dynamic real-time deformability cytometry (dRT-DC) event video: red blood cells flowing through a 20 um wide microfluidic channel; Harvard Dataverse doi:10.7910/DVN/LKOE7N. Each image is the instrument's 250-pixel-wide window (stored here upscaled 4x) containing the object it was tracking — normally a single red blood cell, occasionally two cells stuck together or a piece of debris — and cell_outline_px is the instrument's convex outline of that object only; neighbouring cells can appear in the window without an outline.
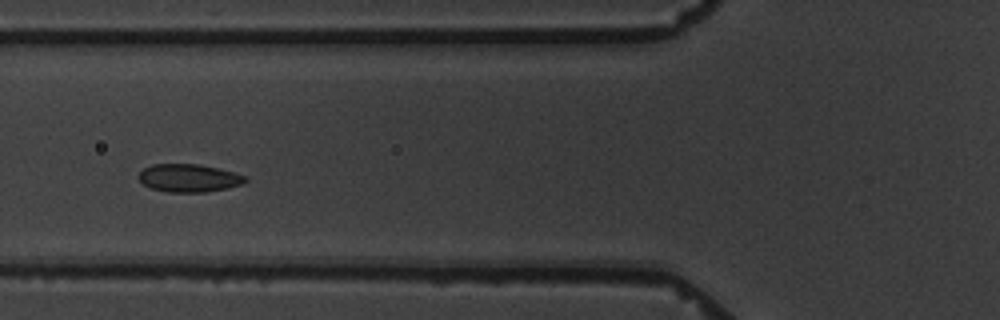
{"species": "common noctule bat (a hibernating species)", "species_latin": "Nyctalus noctula", "temperature_condition": "warm", "stored_images_in_passage": 11, "camera_frame_rate_fps": 3000, "um_per_image_px": 0.085, "animal": {"sex": "male", "body_mass_g": 19.5, "forearm_length_mm": 54.6}, "frame": {"image": 1, "passage_image": 7, "time_ms": 2.0, "image_size_px": [1000, 320], "cell_outline_px": [[248, 180], [240, 184], [228, 188], [204, 192], [168, 192], [152, 188], [144, 184], [136, 176], [144, 168], [152, 164], [200, 164], [248, 176]], "centroid_in_image_um": [16.04, 15.13], "position_along_channel_um": 109.8, "area_um2": 17.28}}